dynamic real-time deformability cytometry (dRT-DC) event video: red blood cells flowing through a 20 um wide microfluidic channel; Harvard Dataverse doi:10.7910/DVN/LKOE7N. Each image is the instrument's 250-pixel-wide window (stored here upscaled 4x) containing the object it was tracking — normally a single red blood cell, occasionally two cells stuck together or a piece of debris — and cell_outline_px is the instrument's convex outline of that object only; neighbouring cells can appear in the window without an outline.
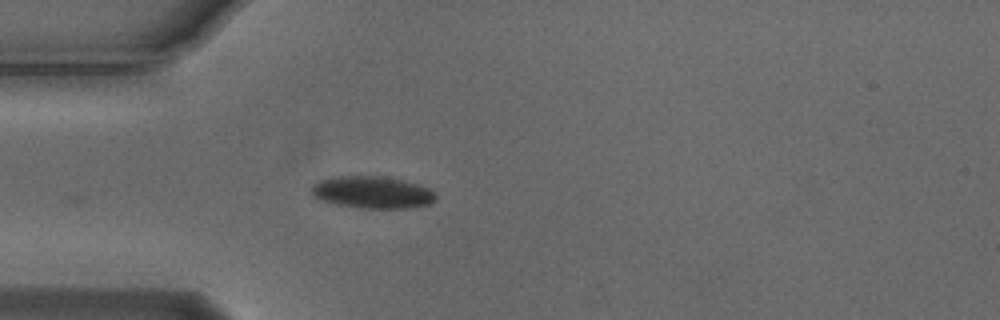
{"species": "Egyptian fruit bat (a non-hibernating species)", "species_latin": "Rousettus aegyptiacus", "temperature_condition": "cold", "stored_images_in_passage": 5, "camera_frame_rate_fps": 3000, "um_per_image_px": 0.085, "animal": {"sex": "male"}, "frame": {"image": 1, "passage_image": 5, "time_ms": 1.333, "image_size_px": [1000, 320], "cell_outline_px": [[436, 200], [428, 204], [412, 208], [360, 208], [336, 204], [312, 196], [312, 188], [320, 180], [336, 176], [380, 176], [404, 180], [428, 188], [436, 196]], "centroid_in_image_um": [31.67, 16.35], "position_along_channel_um": 53.3, "area_um2": 23.0}}